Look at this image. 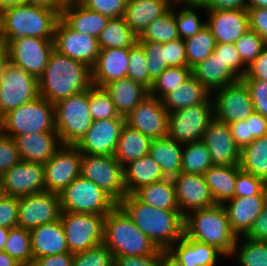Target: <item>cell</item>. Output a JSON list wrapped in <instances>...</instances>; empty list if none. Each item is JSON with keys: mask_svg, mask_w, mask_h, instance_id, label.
<instances>
[{"mask_svg": "<svg viewBox=\"0 0 267 266\" xmlns=\"http://www.w3.org/2000/svg\"><path fill=\"white\" fill-rule=\"evenodd\" d=\"M118 205L158 249L168 250L184 236L185 217L179 210L152 207L134 194H127Z\"/></svg>", "mask_w": 267, "mask_h": 266, "instance_id": "cell-1", "label": "cell"}, {"mask_svg": "<svg viewBox=\"0 0 267 266\" xmlns=\"http://www.w3.org/2000/svg\"><path fill=\"white\" fill-rule=\"evenodd\" d=\"M38 84L39 96L56 104L66 97L90 89L93 86L92 71L84 63L54 49Z\"/></svg>", "mask_w": 267, "mask_h": 266, "instance_id": "cell-2", "label": "cell"}, {"mask_svg": "<svg viewBox=\"0 0 267 266\" xmlns=\"http://www.w3.org/2000/svg\"><path fill=\"white\" fill-rule=\"evenodd\" d=\"M60 12L56 8H44L21 4L0 10V39L20 37L54 39V31Z\"/></svg>", "mask_w": 267, "mask_h": 266, "instance_id": "cell-3", "label": "cell"}, {"mask_svg": "<svg viewBox=\"0 0 267 266\" xmlns=\"http://www.w3.org/2000/svg\"><path fill=\"white\" fill-rule=\"evenodd\" d=\"M184 234L195 241L215 246L230 257L238 236L231 230L222 204L191 211L184 220Z\"/></svg>", "mask_w": 267, "mask_h": 266, "instance_id": "cell-4", "label": "cell"}, {"mask_svg": "<svg viewBox=\"0 0 267 266\" xmlns=\"http://www.w3.org/2000/svg\"><path fill=\"white\" fill-rule=\"evenodd\" d=\"M103 244L114 257L149 256L159 250L119 205L105 217Z\"/></svg>", "mask_w": 267, "mask_h": 266, "instance_id": "cell-5", "label": "cell"}, {"mask_svg": "<svg viewBox=\"0 0 267 266\" xmlns=\"http://www.w3.org/2000/svg\"><path fill=\"white\" fill-rule=\"evenodd\" d=\"M0 131L15 138L23 134L56 132L54 104L39 96L0 118Z\"/></svg>", "mask_w": 267, "mask_h": 266, "instance_id": "cell-6", "label": "cell"}, {"mask_svg": "<svg viewBox=\"0 0 267 266\" xmlns=\"http://www.w3.org/2000/svg\"><path fill=\"white\" fill-rule=\"evenodd\" d=\"M55 129L62 145H76L93 123L89 89L54 104Z\"/></svg>", "mask_w": 267, "mask_h": 266, "instance_id": "cell-7", "label": "cell"}, {"mask_svg": "<svg viewBox=\"0 0 267 266\" xmlns=\"http://www.w3.org/2000/svg\"><path fill=\"white\" fill-rule=\"evenodd\" d=\"M62 212L106 216L118 203L99 186L81 175L60 194Z\"/></svg>", "mask_w": 267, "mask_h": 266, "instance_id": "cell-8", "label": "cell"}, {"mask_svg": "<svg viewBox=\"0 0 267 266\" xmlns=\"http://www.w3.org/2000/svg\"><path fill=\"white\" fill-rule=\"evenodd\" d=\"M214 118V101L209 98L197 104L169 113L167 136L184 145L201 141Z\"/></svg>", "mask_w": 267, "mask_h": 266, "instance_id": "cell-9", "label": "cell"}, {"mask_svg": "<svg viewBox=\"0 0 267 266\" xmlns=\"http://www.w3.org/2000/svg\"><path fill=\"white\" fill-rule=\"evenodd\" d=\"M80 175L99 186L117 203L127 195L124 167L114 156L82 154Z\"/></svg>", "mask_w": 267, "mask_h": 266, "instance_id": "cell-10", "label": "cell"}, {"mask_svg": "<svg viewBox=\"0 0 267 266\" xmlns=\"http://www.w3.org/2000/svg\"><path fill=\"white\" fill-rule=\"evenodd\" d=\"M38 97V79L7 61L0 74V118Z\"/></svg>", "mask_w": 267, "mask_h": 266, "instance_id": "cell-11", "label": "cell"}, {"mask_svg": "<svg viewBox=\"0 0 267 266\" xmlns=\"http://www.w3.org/2000/svg\"><path fill=\"white\" fill-rule=\"evenodd\" d=\"M104 215L61 212L60 219L71 253L86 251L103 243Z\"/></svg>", "mask_w": 267, "mask_h": 266, "instance_id": "cell-12", "label": "cell"}, {"mask_svg": "<svg viewBox=\"0 0 267 266\" xmlns=\"http://www.w3.org/2000/svg\"><path fill=\"white\" fill-rule=\"evenodd\" d=\"M8 61L39 79L54 50L53 39L20 37L6 42Z\"/></svg>", "mask_w": 267, "mask_h": 266, "instance_id": "cell-13", "label": "cell"}, {"mask_svg": "<svg viewBox=\"0 0 267 266\" xmlns=\"http://www.w3.org/2000/svg\"><path fill=\"white\" fill-rule=\"evenodd\" d=\"M82 153L74 145H62L44 164L46 191L61 194L80 176Z\"/></svg>", "mask_w": 267, "mask_h": 266, "instance_id": "cell-14", "label": "cell"}, {"mask_svg": "<svg viewBox=\"0 0 267 266\" xmlns=\"http://www.w3.org/2000/svg\"><path fill=\"white\" fill-rule=\"evenodd\" d=\"M214 93V117L220 121L227 124L243 121L255 112L249 89L242 79L221 87Z\"/></svg>", "mask_w": 267, "mask_h": 266, "instance_id": "cell-15", "label": "cell"}, {"mask_svg": "<svg viewBox=\"0 0 267 266\" xmlns=\"http://www.w3.org/2000/svg\"><path fill=\"white\" fill-rule=\"evenodd\" d=\"M60 195L49 191L19 198L18 227L32 230L60 219Z\"/></svg>", "mask_w": 267, "mask_h": 266, "instance_id": "cell-16", "label": "cell"}, {"mask_svg": "<svg viewBox=\"0 0 267 266\" xmlns=\"http://www.w3.org/2000/svg\"><path fill=\"white\" fill-rule=\"evenodd\" d=\"M54 49L71 59L82 62L91 69L95 65L99 46L98 39L71 29L61 18L54 31Z\"/></svg>", "mask_w": 267, "mask_h": 266, "instance_id": "cell-17", "label": "cell"}, {"mask_svg": "<svg viewBox=\"0 0 267 266\" xmlns=\"http://www.w3.org/2000/svg\"><path fill=\"white\" fill-rule=\"evenodd\" d=\"M168 120L169 112L162 100L150 94L125 117L128 126L152 140L167 136Z\"/></svg>", "mask_w": 267, "mask_h": 266, "instance_id": "cell-18", "label": "cell"}, {"mask_svg": "<svg viewBox=\"0 0 267 266\" xmlns=\"http://www.w3.org/2000/svg\"><path fill=\"white\" fill-rule=\"evenodd\" d=\"M125 124L124 116L93 121L89 130L75 146L82 154L114 156Z\"/></svg>", "mask_w": 267, "mask_h": 266, "instance_id": "cell-19", "label": "cell"}, {"mask_svg": "<svg viewBox=\"0 0 267 266\" xmlns=\"http://www.w3.org/2000/svg\"><path fill=\"white\" fill-rule=\"evenodd\" d=\"M5 194L23 197L45 192L44 165L20 160L1 176Z\"/></svg>", "mask_w": 267, "mask_h": 266, "instance_id": "cell-20", "label": "cell"}, {"mask_svg": "<svg viewBox=\"0 0 267 266\" xmlns=\"http://www.w3.org/2000/svg\"><path fill=\"white\" fill-rule=\"evenodd\" d=\"M201 141L207 146L213 165H240L241 149L237 146L226 122L211 120Z\"/></svg>", "mask_w": 267, "mask_h": 266, "instance_id": "cell-21", "label": "cell"}, {"mask_svg": "<svg viewBox=\"0 0 267 266\" xmlns=\"http://www.w3.org/2000/svg\"><path fill=\"white\" fill-rule=\"evenodd\" d=\"M172 179L175 184L179 211L184 217L191 211L212 207L216 204L204 175L181 172Z\"/></svg>", "mask_w": 267, "mask_h": 266, "instance_id": "cell-22", "label": "cell"}, {"mask_svg": "<svg viewBox=\"0 0 267 266\" xmlns=\"http://www.w3.org/2000/svg\"><path fill=\"white\" fill-rule=\"evenodd\" d=\"M207 27L215 37L216 43H235L250 29L247 9L207 10Z\"/></svg>", "mask_w": 267, "mask_h": 266, "instance_id": "cell-23", "label": "cell"}, {"mask_svg": "<svg viewBox=\"0 0 267 266\" xmlns=\"http://www.w3.org/2000/svg\"><path fill=\"white\" fill-rule=\"evenodd\" d=\"M228 203V204H227ZM267 203V194L234 197L222 205L228 216L231 230L238 236H245L252 228L255 218Z\"/></svg>", "mask_w": 267, "mask_h": 266, "instance_id": "cell-24", "label": "cell"}, {"mask_svg": "<svg viewBox=\"0 0 267 266\" xmlns=\"http://www.w3.org/2000/svg\"><path fill=\"white\" fill-rule=\"evenodd\" d=\"M129 48L100 49L92 67V84L103 88L110 82L127 77Z\"/></svg>", "mask_w": 267, "mask_h": 266, "instance_id": "cell-25", "label": "cell"}, {"mask_svg": "<svg viewBox=\"0 0 267 266\" xmlns=\"http://www.w3.org/2000/svg\"><path fill=\"white\" fill-rule=\"evenodd\" d=\"M14 141L22 161L45 164L62 146L57 132L16 136Z\"/></svg>", "mask_w": 267, "mask_h": 266, "instance_id": "cell-26", "label": "cell"}, {"mask_svg": "<svg viewBox=\"0 0 267 266\" xmlns=\"http://www.w3.org/2000/svg\"><path fill=\"white\" fill-rule=\"evenodd\" d=\"M174 3L171 0H128L124 19L139 37L155 19L166 14Z\"/></svg>", "mask_w": 267, "mask_h": 266, "instance_id": "cell-27", "label": "cell"}, {"mask_svg": "<svg viewBox=\"0 0 267 266\" xmlns=\"http://www.w3.org/2000/svg\"><path fill=\"white\" fill-rule=\"evenodd\" d=\"M33 260L69 252L61 219L30 230Z\"/></svg>", "mask_w": 267, "mask_h": 266, "instance_id": "cell-28", "label": "cell"}, {"mask_svg": "<svg viewBox=\"0 0 267 266\" xmlns=\"http://www.w3.org/2000/svg\"><path fill=\"white\" fill-rule=\"evenodd\" d=\"M168 251L185 266H215L218 255L224 257L215 246L195 241L185 234Z\"/></svg>", "mask_w": 267, "mask_h": 266, "instance_id": "cell-29", "label": "cell"}, {"mask_svg": "<svg viewBox=\"0 0 267 266\" xmlns=\"http://www.w3.org/2000/svg\"><path fill=\"white\" fill-rule=\"evenodd\" d=\"M103 88L115 104L119 115L124 117L149 95L145 86L128 77L110 82Z\"/></svg>", "mask_w": 267, "mask_h": 266, "instance_id": "cell-30", "label": "cell"}, {"mask_svg": "<svg viewBox=\"0 0 267 266\" xmlns=\"http://www.w3.org/2000/svg\"><path fill=\"white\" fill-rule=\"evenodd\" d=\"M192 75L212 94L214 91L232 84L240 78L213 52L207 59L192 68Z\"/></svg>", "mask_w": 267, "mask_h": 266, "instance_id": "cell-31", "label": "cell"}, {"mask_svg": "<svg viewBox=\"0 0 267 266\" xmlns=\"http://www.w3.org/2000/svg\"><path fill=\"white\" fill-rule=\"evenodd\" d=\"M60 18L71 29L96 38L99 37L110 19L82 4L65 8L60 12Z\"/></svg>", "mask_w": 267, "mask_h": 266, "instance_id": "cell-32", "label": "cell"}, {"mask_svg": "<svg viewBox=\"0 0 267 266\" xmlns=\"http://www.w3.org/2000/svg\"><path fill=\"white\" fill-rule=\"evenodd\" d=\"M167 178L149 154L124 166V182L127 194H133L140 187Z\"/></svg>", "mask_w": 267, "mask_h": 266, "instance_id": "cell-33", "label": "cell"}, {"mask_svg": "<svg viewBox=\"0 0 267 266\" xmlns=\"http://www.w3.org/2000/svg\"><path fill=\"white\" fill-rule=\"evenodd\" d=\"M183 145L166 136L153 139L149 155L161 168L167 178L181 173Z\"/></svg>", "mask_w": 267, "mask_h": 266, "instance_id": "cell-34", "label": "cell"}, {"mask_svg": "<svg viewBox=\"0 0 267 266\" xmlns=\"http://www.w3.org/2000/svg\"><path fill=\"white\" fill-rule=\"evenodd\" d=\"M211 96L208 89L192 75L180 87L168 93L162 99V103L170 113L189 106L202 104Z\"/></svg>", "mask_w": 267, "mask_h": 266, "instance_id": "cell-35", "label": "cell"}, {"mask_svg": "<svg viewBox=\"0 0 267 266\" xmlns=\"http://www.w3.org/2000/svg\"><path fill=\"white\" fill-rule=\"evenodd\" d=\"M239 170L240 165H213L204 173L206 183L216 204H223L235 197V183Z\"/></svg>", "mask_w": 267, "mask_h": 266, "instance_id": "cell-36", "label": "cell"}, {"mask_svg": "<svg viewBox=\"0 0 267 266\" xmlns=\"http://www.w3.org/2000/svg\"><path fill=\"white\" fill-rule=\"evenodd\" d=\"M152 139L125 124L114 152L116 160L124 167L131 161L149 154Z\"/></svg>", "mask_w": 267, "mask_h": 266, "instance_id": "cell-37", "label": "cell"}, {"mask_svg": "<svg viewBox=\"0 0 267 266\" xmlns=\"http://www.w3.org/2000/svg\"><path fill=\"white\" fill-rule=\"evenodd\" d=\"M140 201L164 210H179L172 178L144 185L133 193Z\"/></svg>", "mask_w": 267, "mask_h": 266, "instance_id": "cell-38", "label": "cell"}, {"mask_svg": "<svg viewBox=\"0 0 267 266\" xmlns=\"http://www.w3.org/2000/svg\"><path fill=\"white\" fill-rule=\"evenodd\" d=\"M240 169L267 183V135L255 138L241 150Z\"/></svg>", "mask_w": 267, "mask_h": 266, "instance_id": "cell-39", "label": "cell"}, {"mask_svg": "<svg viewBox=\"0 0 267 266\" xmlns=\"http://www.w3.org/2000/svg\"><path fill=\"white\" fill-rule=\"evenodd\" d=\"M97 39L100 49L130 48L137 42L138 37L127 25L124 17H119L110 18Z\"/></svg>", "mask_w": 267, "mask_h": 266, "instance_id": "cell-40", "label": "cell"}, {"mask_svg": "<svg viewBox=\"0 0 267 266\" xmlns=\"http://www.w3.org/2000/svg\"><path fill=\"white\" fill-rule=\"evenodd\" d=\"M176 22L175 8L155 19L138 37L137 41L165 43L179 39Z\"/></svg>", "mask_w": 267, "mask_h": 266, "instance_id": "cell-41", "label": "cell"}, {"mask_svg": "<svg viewBox=\"0 0 267 266\" xmlns=\"http://www.w3.org/2000/svg\"><path fill=\"white\" fill-rule=\"evenodd\" d=\"M22 266H32V244L30 230L14 227L9 229L4 250Z\"/></svg>", "mask_w": 267, "mask_h": 266, "instance_id": "cell-42", "label": "cell"}, {"mask_svg": "<svg viewBox=\"0 0 267 266\" xmlns=\"http://www.w3.org/2000/svg\"><path fill=\"white\" fill-rule=\"evenodd\" d=\"M187 66L193 68L199 62L207 59L216 46L215 37L207 25L193 37L184 40Z\"/></svg>", "mask_w": 267, "mask_h": 266, "instance_id": "cell-43", "label": "cell"}, {"mask_svg": "<svg viewBox=\"0 0 267 266\" xmlns=\"http://www.w3.org/2000/svg\"><path fill=\"white\" fill-rule=\"evenodd\" d=\"M211 166L213 163L208 148L202 141L183 145L181 172L204 175Z\"/></svg>", "mask_w": 267, "mask_h": 266, "instance_id": "cell-44", "label": "cell"}, {"mask_svg": "<svg viewBox=\"0 0 267 266\" xmlns=\"http://www.w3.org/2000/svg\"><path fill=\"white\" fill-rule=\"evenodd\" d=\"M181 4H183V6ZM176 5L182 6V10L175 12L176 27L178 35L181 39L185 40L193 37L206 26V22L201 21L198 16L199 14H197L196 11L197 9L205 10V7L202 3L186 2L176 3Z\"/></svg>", "mask_w": 267, "mask_h": 266, "instance_id": "cell-45", "label": "cell"}, {"mask_svg": "<svg viewBox=\"0 0 267 266\" xmlns=\"http://www.w3.org/2000/svg\"><path fill=\"white\" fill-rule=\"evenodd\" d=\"M191 76L192 68L188 66L168 67L153 82L149 94L162 100Z\"/></svg>", "mask_w": 267, "mask_h": 266, "instance_id": "cell-46", "label": "cell"}, {"mask_svg": "<svg viewBox=\"0 0 267 266\" xmlns=\"http://www.w3.org/2000/svg\"><path fill=\"white\" fill-rule=\"evenodd\" d=\"M238 237L230 258L237 254L240 266H267V242ZM239 244V245H238Z\"/></svg>", "mask_w": 267, "mask_h": 266, "instance_id": "cell-47", "label": "cell"}, {"mask_svg": "<svg viewBox=\"0 0 267 266\" xmlns=\"http://www.w3.org/2000/svg\"><path fill=\"white\" fill-rule=\"evenodd\" d=\"M89 111L93 121L121 117L105 89L94 85L89 89Z\"/></svg>", "mask_w": 267, "mask_h": 266, "instance_id": "cell-48", "label": "cell"}, {"mask_svg": "<svg viewBox=\"0 0 267 266\" xmlns=\"http://www.w3.org/2000/svg\"><path fill=\"white\" fill-rule=\"evenodd\" d=\"M147 65L148 63L143 47L136 42L132 47L129 48L127 77L140 83L150 90L153 81L149 78Z\"/></svg>", "mask_w": 267, "mask_h": 266, "instance_id": "cell-49", "label": "cell"}, {"mask_svg": "<svg viewBox=\"0 0 267 266\" xmlns=\"http://www.w3.org/2000/svg\"><path fill=\"white\" fill-rule=\"evenodd\" d=\"M72 266H115V257L102 243L86 251L74 253Z\"/></svg>", "mask_w": 267, "mask_h": 266, "instance_id": "cell-50", "label": "cell"}, {"mask_svg": "<svg viewBox=\"0 0 267 266\" xmlns=\"http://www.w3.org/2000/svg\"><path fill=\"white\" fill-rule=\"evenodd\" d=\"M242 62L248 67L267 45L255 31L247 30L235 43Z\"/></svg>", "mask_w": 267, "mask_h": 266, "instance_id": "cell-51", "label": "cell"}, {"mask_svg": "<svg viewBox=\"0 0 267 266\" xmlns=\"http://www.w3.org/2000/svg\"><path fill=\"white\" fill-rule=\"evenodd\" d=\"M142 47L147 59L149 78L154 82L156 78L169 66L166 63L164 43L137 41Z\"/></svg>", "mask_w": 267, "mask_h": 266, "instance_id": "cell-52", "label": "cell"}, {"mask_svg": "<svg viewBox=\"0 0 267 266\" xmlns=\"http://www.w3.org/2000/svg\"><path fill=\"white\" fill-rule=\"evenodd\" d=\"M258 194H267V183L240 169L236 177L235 197H249Z\"/></svg>", "mask_w": 267, "mask_h": 266, "instance_id": "cell-53", "label": "cell"}, {"mask_svg": "<svg viewBox=\"0 0 267 266\" xmlns=\"http://www.w3.org/2000/svg\"><path fill=\"white\" fill-rule=\"evenodd\" d=\"M214 52L224 65H227L240 79H242L247 72V66L242 62L234 43H216Z\"/></svg>", "mask_w": 267, "mask_h": 266, "instance_id": "cell-54", "label": "cell"}, {"mask_svg": "<svg viewBox=\"0 0 267 266\" xmlns=\"http://www.w3.org/2000/svg\"><path fill=\"white\" fill-rule=\"evenodd\" d=\"M128 0H83L82 5L109 18L123 17Z\"/></svg>", "mask_w": 267, "mask_h": 266, "instance_id": "cell-55", "label": "cell"}, {"mask_svg": "<svg viewBox=\"0 0 267 266\" xmlns=\"http://www.w3.org/2000/svg\"><path fill=\"white\" fill-rule=\"evenodd\" d=\"M20 160L14 139L0 131V177Z\"/></svg>", "mask_w": 267, "mask_h": 266, "instance_id": "cell-56", "label": "cell"}, {"mask_svg": "<svg viewBox=\"0 0 267 266\" xmlns=\"http://www.w3.org/2000/svg\"><path fill=\"white\" fill-rule=\"evenodd\" d=\"M249 89L254 111L267 118V81L242 79Z\"/></svg>", "mask_w": 267, "mask_h": 266, "instance_id": "cell-57", "label": "cell"}, {"mask_svg": "<svg viewBox=\"0 0 267 266\" xmlns=\"http://www.w3.org/2000/svg\"><path fill=\"white\" fill-rule=\"evenodd\" d=\"M19 198L6 195L0 200V227L18 226Z\"/></svg>", "mask_w": 267, "mask_h": 266, "instance_id": "cell-58", "label": "cell"}, {"mask_svg": "<svg viewBox=\"0 0 267 266\" xmlns=\"http://www.w3.org/2000/svg\"><path fill=\"white\" fill-rule=\"evenodd\" d=\"M166 63L169 67L187 66L184 40L179 38L164 43Z\"/></svg>", "mask_w": 267, "mask_h": 266, "instance_id": "cell-59", "label": "cell"}, {"mask_svg": "<svg viewBox=\"0 0 267 266\" xmlns=\"http://www.w3.org/2000/svg\"><path fill=\"white\" fill-rule=\"evenodd\" d=\"M115 266H162V250L149 256L115 257Z\"/></svg>", "mask_w": 267, "mask_h": 266, "instance_id": "cell-60", "label": "cell"}, {"mask_svg": "<svg viewBox=\"0 0 267 266\" xmlns=\"http://www.w3.org/2000/svg\"><path fill=\"white\" fill-rule=\"evenodd\" d=\"M250 29L255 31L267 43V8H247Z\"/></svg>", "mask_w": 267, "mask_h": 266, "instance_id": "cell-61", "label": "cell"}, {"mask_svg": "<svg viewBox=\"0 0 267 266\" xmlns=\"http://www.w3.org/2000/svg\"><path fill=\"white\" fill-rule=\"evenodd\" d=\"M242 79H260L267 81V45L260 55L247 67Z\"/></svg>", "mask_w": 267, "mask_h": 266, "instance_id": "cell-62", "label": "cell"}, {"mask_svg": "<svg viewBox=\"0 0 267 266\" xmlns=\"http://www.w3.org/2000/svg\"><path fill=\"white\" fill-rule=\"evenodd\" d=\"M249 129V144L255 140L267 135V118L260 113L253 112L245 120Z\"/></svg>", "mask_w": 267, "mask_h": 266, "instance_id": "cell-63", "label": "cell"}, {"mask_svg": "<svg viewBox=\"0 0 267 266\" xmlns=\"http://www.w3.org/2000/svg\"><path fill=\"white\" fill-rule=\"evenodd\" d=\"M245 237L254 241L267 242V203L261 213L255 218L252 228Z\"/></svg>", "mask_w": 267, "mask_h": 266, "instance_id": "cell-64", "label": "cell"}, {"mask_svg": "<svg viewBox=\"0 0 267 266\" xmlns=\"http://www.w3.org/2000/svg\"><path fill=\"white\" fill-rule=\"evenodd\" d=\"M74 253L66 252L35 259L32 266H72Z\"/></svg>", "mask_w": 267, "mask_h": 266, "instance_id": "cell-65", "label": "cell"}, {"mask_svg": "<svg viewBox=\"0 0 267 266\" xmlns=\"http://www.w3.org/2000/svg\"><path fill=\"white\" fill-rule=\"evenodd\" d=\"M231 130V135L237 146L242 150L249 144V129L248 123L245 120L235 121L228 124Z\"/></svg>", "mask_w": 267, "mask_h": 266, "instance_id": "cell-66", "label": "cell"}, {"mask_svg": "<svg viewBox=\"0 0 267 266\" xmlns=\"http://www.w3.org/2000/svg\"><path fill=\"white\" fill-rule=\"evenodd\" d=\"M205 10L215 9H247L248 0H201Z\"/></svg>", "mask_w": 267, "mask_h": 266, "instance_id": "cell-67", "label": "cell"}, {"mask_svg": "<svg viewBox=\"0 0 267 266\" xmlns=\"http://www.w3.org/2000/svg\"><path fill=\"white\" fill-rule=\"evenodd\" d=\"M162 266H185L168 250H162Z\"/></svg>", "mask_w": 267, "mask_h": 266, "instance_id": "cell-68", "label": "cell"}, {"mask_svg": "<svg viewBox=\"0 0 267 266\" xmlns=\"http://www.w3.org/2000/svg\"><path fill=\"white\" fill-rule=\"evenodd\" d=\"M83 0H54V4L56 5V9L61 12L65 8L77 6L82 4Z\"/></svg>", "mask_w": 267, "mask_h": 266, "instance_id": "cell-69", "label": "cell"}, {"mask_svg": "<svg viewBox=\"0 0 267 266\" xmlns=\"http://www.w3.org/2000/svg\"><path fill=\"white\" fill-rule=\"evenodd\" d=\"M0 266H22L5 251H0Z\"/></svg>", "mask_w": 267, "mask_h": 266, "instance_id": "cell-70", "label": "cell"}, {"mask_svg": "<svg viewBox=\"0 0 267 266\" xmlns=\"http://www.w3.org/2000/svg\"><path fill=\"white\" fill-rule=\"evenodd\" d=\"M27 4L40 6L44 8H56L54 0H27Z\"/></svg>", "mask_w": 267, "mask_h": 266, "instance_id": "cell-71", "label": "cell"}, {"mask_svg": "<svg viewBox=\"0 0 267 266\" xmlns=\"http://www.w3.org/2000/svg\"><path fill=\"white\" fill-rule=\"evenodd\" d=\"M8 61L7 59V47H6V43H4L1 39H0V74L2 72V69L5 65V63Z\"/></svg>", "mask_w": 267, "mask_h": 266, "instance_id": "cell-72", "label": "cell"}, {"mask_svg": "<svg viewBox=\"0 0 267 266\" xmlns=\"http://www.w3.org/2000/svg\"><path fill=\"white\" fill-rule=\"evenodd\" d=\"M27 4V0H0V10L13 5Z\"/></svg>", "mask_w": 267, "mask_h": 266, "instance_id": "cell-73", "label": "cell"}, {"mask_svg": "<svg viewBox=\"0 0 267 266\" xmlns=\"http://www.w3.org/2000/svg\"><path fill=\"white\" fill-rule=\"evenodd\" d=\"M9 229L5 227H0V251L4 250V245L7 240Z\"/></svg>", "mask_w": 267, "mask_h": 266, "instance_id": "cell-74", "label": "cell"}, {"mask_svg": "<svg viewBox=\"0 0 267 266\" xmlns=\"http://www.w3.org/2000/svg\"><path fill=\"white\" fill-rule=\"evenodd\" d=\"M267 8V0H248V8Z\"/></svg>", "mask_w": 267, "mask_h": 266, "instance_id": "cell-75", "label": "cell"}, {"mask_svg": "<svg viewBox=\"0 0 267 266\" xmlns=\"http://www.w3.org/2000/svg\"><path fill=\"white\" fill-rule=\"evenodd\" d=\"M171 1L174 3L173 7L174 6L176 7L175 3L200 2L201 0H171Z\"/></svg>", "mask_w": 267, "mask_h": 266, "instance_id": "cell-76", "label": "cell"}, {"mask_svg": "<svg viewBox=\"0 0 267 266\" xmlns=\"http://www.w3.org/2000/svg\"><path fill=\"white\" fill-rule=\"evenodd\" d=\"M5 196H6V194H5V191H4L3 182H2V179L0 177V200Z\"/></svg>", "mask_w": 267, "mask_h": 266, "instance_id": "cell-77", "label": "cell"}]
</instances>
